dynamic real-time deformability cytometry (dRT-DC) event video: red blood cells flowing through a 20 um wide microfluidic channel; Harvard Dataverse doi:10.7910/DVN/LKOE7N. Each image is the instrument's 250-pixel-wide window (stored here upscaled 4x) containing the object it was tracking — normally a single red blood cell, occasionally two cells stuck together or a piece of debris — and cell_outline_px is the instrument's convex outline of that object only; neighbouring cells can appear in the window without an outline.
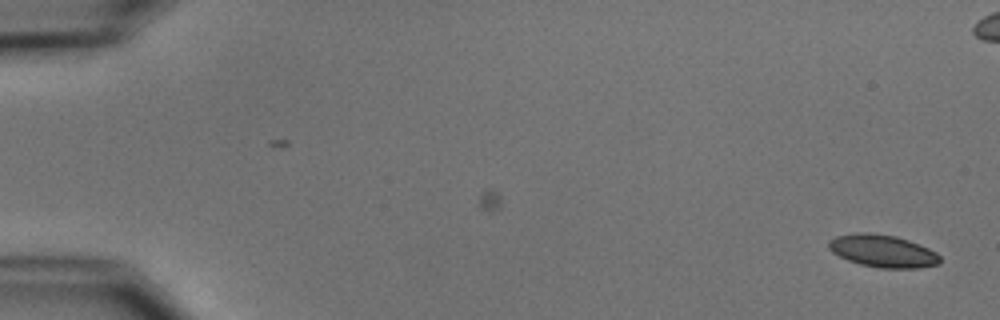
{"species": "common noctule bat (a hibernating species)", "species_latin": "Nyctalus noctula", "temperature_condition": "cold", "stored_images_in_passage": 54, "camera_frame_rate_fps": 3000, "um_per_image_px": 0.085, "animal": {"sex": "male", "body_mass_g": 15.6}, "frame": {"image": 1, "passage_image": 1, "time_ms": 0.0, "image_size_px": [1000, 320], "cell_outline_px": [[940, 264], [920, 268], [880, 268], [860, 264], [848, 260], [832, 252], [828, 248], [828, 240], [836, 236], [856, 232], [868, 232], [896, 236], [920, 244], [936, 252], [940, 256]], "centroid_in_image_um": [75.03, 21.33], "position_along_channel_um": 10.0, "area_um2": 21.21}}
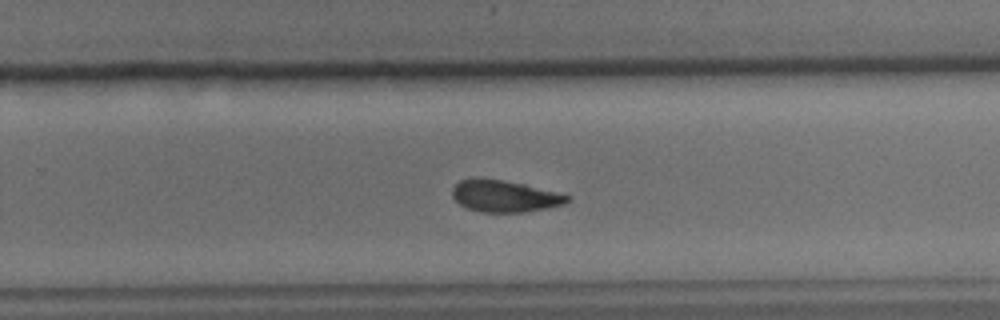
{"frame": {"image": 2, "passage_image": 35, "time_ms": 11.333, "image_size_px": [1000, 320], "cell_outline_px": [[572, 200], [564, 204], [548, 208], [524, 212], [480, 212], [468, 208], [460, 204], [452, 196], [452, 188], [460, 180], [500, 180], [524, 184], [572, 196]], "centroid_in_image_um": [42.95, 16.7], "position_along_channel_um": 286.9, "area_um2": 20.87}}
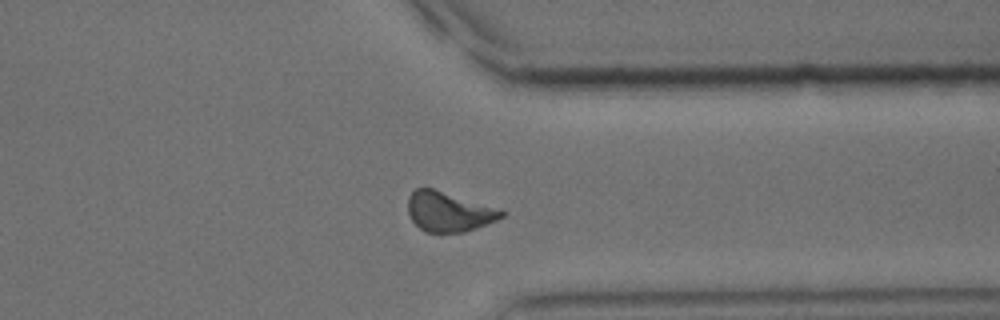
{"frame": {"image": 3, "passage_image": 42, "time_ms": 13.667, "image_size_px": [1000, 320], "cell_outline_px": [[508, 212], [504, 216], [496, 220], [476, 228], [464, 232], [424, 232], [412, 220], [408, 212], [408, 196], [416, 188], [432, 188], [504, 208]], "centroid_in_image_um": [38.21, 17.98], "position_along_channel_um": 373.2, "area_um2": 22.08}, "authors_computed_cell_mechanics": {"area_um2": 21.7039, "velocity_mm_per_s": 3.7408, "shape_relaxation_time_tau1_ms": 3.4465, "shape_relaxation_time_tau2_ms": 4.6035, "deformation_change_tau1": 0.1039, "deformation_change_tau2": 0.1176}}